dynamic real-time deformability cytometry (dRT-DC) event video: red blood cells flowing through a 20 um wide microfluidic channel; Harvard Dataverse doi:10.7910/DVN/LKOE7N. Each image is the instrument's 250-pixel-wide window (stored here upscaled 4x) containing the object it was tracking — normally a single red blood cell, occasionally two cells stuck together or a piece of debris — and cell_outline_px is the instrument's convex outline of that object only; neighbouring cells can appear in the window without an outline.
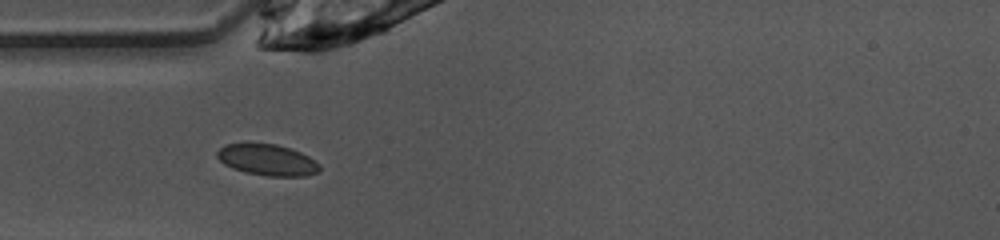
{"species": "common noctule bat (a hibernating species)", "species_latin": "Nyctalus noctula", "temperature_condition": "warm", "stored_images_in_passage": 36, "camera_frame_rate_fps": 3000, "um_per_image_px": 0.085, "animal": {"sex": "female", "body_mass_g": 10.0, "forearm_length_mm": 53.1}, "frame": {"image": 1, "passage_image": 1, "time_ms": 0.0, "image_size_px": [1000, 240], "cell_outline_px": [[320, 172], [304, 176], [268, 176], [244, 172], [232, 168], [224, 164], [216, 156], [216, 152], [224, 144], [276, 144], [300, 152], [308, 156], [320, 164]], "centroid_in_image_um": [22.72, 13.6], "position_along_channel_um": 62.3, "area_um2": 18.55}}
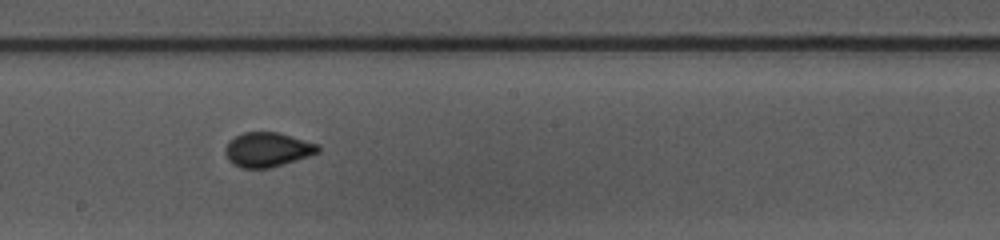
{"frame": {"image": 2, "passage_image": 13, "time_ms": 4.0, "image_size_px": [1000, 240], "cell_outline_px": [[320, 152], [272, 168], [240, 168], [232, 164], [228, 160], [224, 152], [224, 148], [228, 140], [244, 132], [276, 132], [320, 144]], "centroid_in_image_um": [22.71, 12.72], "position_along_channel_um": 225.5, "area_um2": 18.84}}
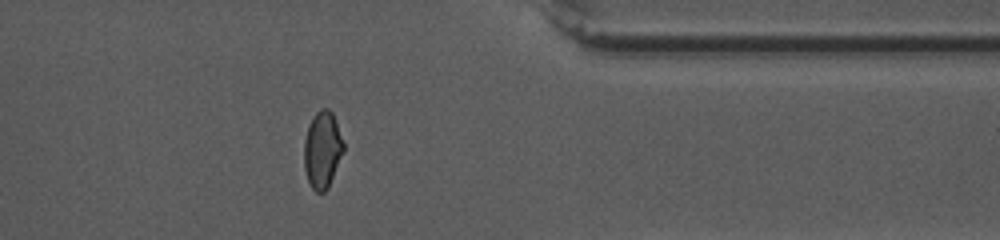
{"frame": {"image": 3, "passage_image": 26, "time_ms": 8.333, "image_size_px": [1000, 240], "cell_outline_px": [[344, 152], [328, 188], [324, 192], [316, 192], [312, 188], [308, 180], [304, 168], [304, 140], [308, 124], [312, 116], [320, 108], [328, 108], [332, 112], [344, 144]], "centroid_in_image_um": [27.39, 12.72], "position_along_channel_um": 384.0, "area_um2": 17.8}}